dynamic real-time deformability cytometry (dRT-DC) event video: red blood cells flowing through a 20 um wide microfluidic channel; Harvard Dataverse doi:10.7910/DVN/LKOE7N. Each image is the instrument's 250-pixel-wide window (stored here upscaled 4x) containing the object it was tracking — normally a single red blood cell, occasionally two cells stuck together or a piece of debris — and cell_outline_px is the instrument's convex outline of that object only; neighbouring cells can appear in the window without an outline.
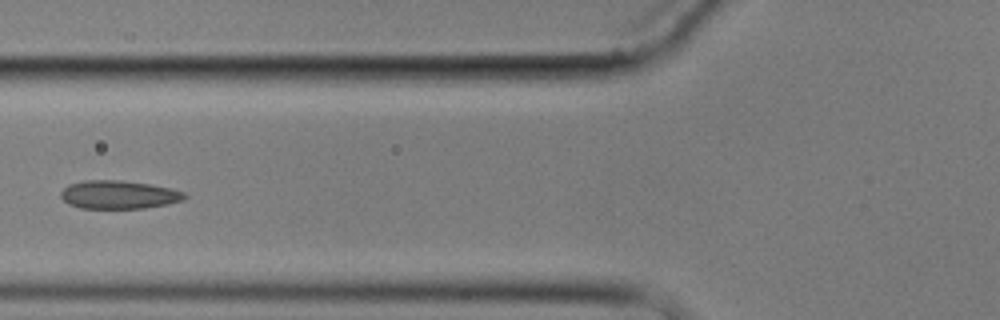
{"species": "common noctule bat (a hibernating species)", "species_latin": "Nyctalus noctula", "temperature_condition": "cold", "stored_images_in_passage": 7, "camera_frame_rate_fps": 3000, "um_per_image_px": 0.085, "animal": {"sex": "male", "body_mass_g": 17.9}, "frame": {"image": 1, "passage_image": 7, "time_ms": 7.667, "image_size_px": [1000, 320], "cell_outline_px": [[188, 196], [184, 200], [144, 208], [80, 208], [68, 204], [60, 196], [60, 192], [68, 184], [84, 180], [120, 180], [148, 184], [172, 188], [184, 192]], "centroid_in_image_um": [10.07, 16.54], "position_along_channel_um": 115.7, "area_um2": 20.4}}